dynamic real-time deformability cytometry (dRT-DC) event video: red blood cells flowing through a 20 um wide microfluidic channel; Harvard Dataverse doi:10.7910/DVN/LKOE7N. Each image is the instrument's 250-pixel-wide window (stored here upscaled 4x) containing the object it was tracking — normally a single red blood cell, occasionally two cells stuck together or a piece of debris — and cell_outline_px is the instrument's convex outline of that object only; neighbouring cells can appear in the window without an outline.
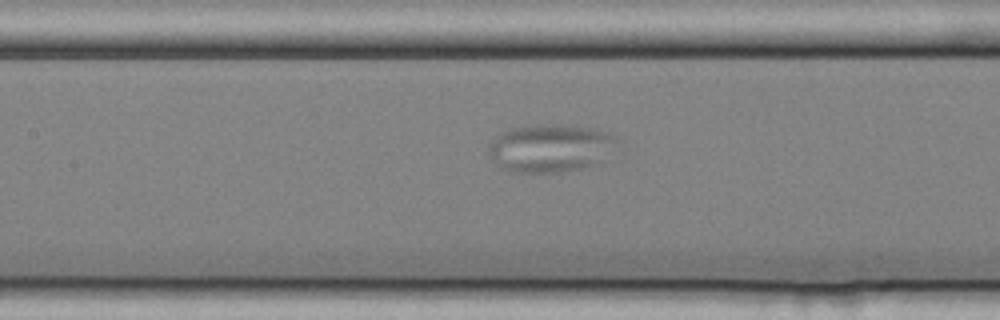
{"species": "common noctule bat (a hibernating species)", "species_latin": "Nyctalus noctula", "temperature_condition": "cold", "stored_images_in_passage": 56, "camera_frame_rate_fps": 3000, "um_per_image_px": 0.085, "animal": {"sex": "female", "body_mass_g": 25.1}, "frame": {"image": 1, "passage_image": 31, "time_ms": 10.0, "image_size_px": [1000, 320], "cell_outline_px": [[616, 140], [592, 164], [584, 168], [560, 172], [512, 172], [500, 168], [492, 156], [492, 144], [496, 136], [508, 128], [528, 124], [540, 124], [588, 128], [608, 132], [616, 136]], "centroid_in_image_um": [46.68, 12.58], "position_along_channel_um": 160.7, "area_um2": 34.51}}
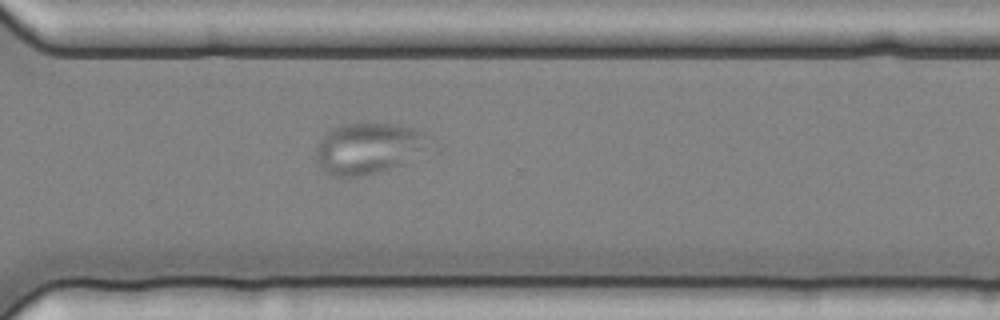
{"frame": {"image": 2, "passage_image": 46, "time_ms": 15.0, "image_size_px": [1000, 320], "cell_outline_px": [[440, 148], [404, 164], [392, 168], [360, 176], [336, 176], [320, 168], [316, 160], [316, 148], [320, 140], [332, 128], [340, 124], [396, 124], [412, 128], [424, 132], [432, 136], [440, 144]], "centroid_in_image_um": [31.54, 12.6], "position_along_channel_um": 339.1, "area_um2": 34.97}}
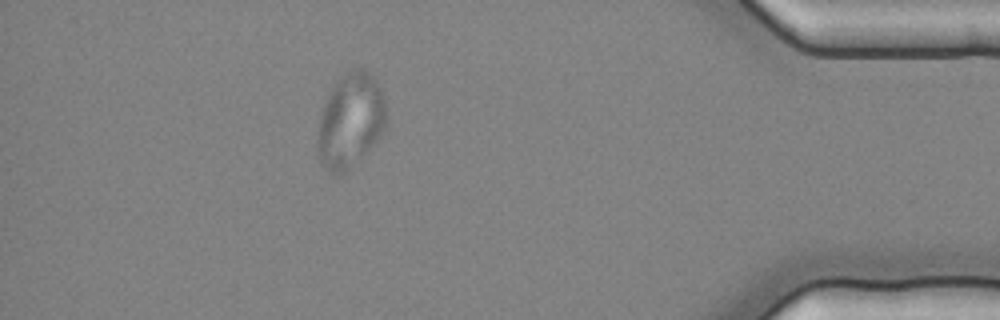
{"frame": {"image": 3, "passage_image": 55, "time_ms": 18.0, "image_size_px": [1000, 320], "cell_outline_px": [[388, 128], [340, 176], [328, 172], [320, 164], [316, 144], [320, 112], [332, 88], [352, 68], [364, 68], [376, 80], [380, 88], [388, 108]], "centroid_in_image_um": [29.8, 10.26], "position_along_channel_um": 405.4, "area_um2": 37.92}}